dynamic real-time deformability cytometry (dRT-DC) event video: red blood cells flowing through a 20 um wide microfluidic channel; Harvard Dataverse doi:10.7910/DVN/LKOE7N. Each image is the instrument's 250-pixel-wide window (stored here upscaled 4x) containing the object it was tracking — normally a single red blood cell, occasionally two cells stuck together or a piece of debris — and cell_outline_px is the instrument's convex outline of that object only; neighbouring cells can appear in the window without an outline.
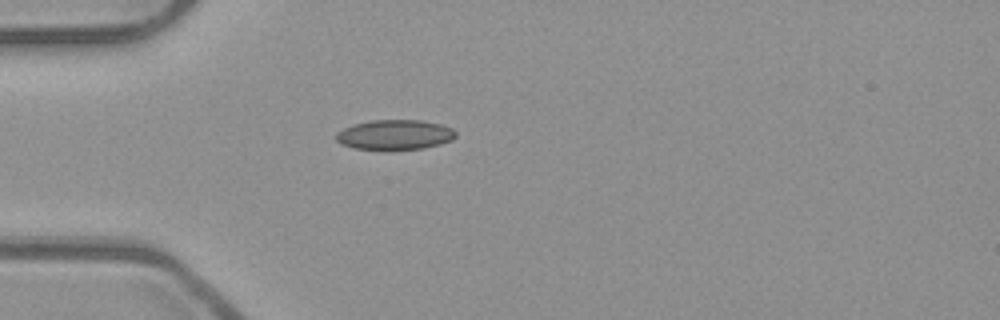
{"species": "common noctule bat (a hibernating species)", "species_latin": "Nyctalus noctula", "temperature_condition": "room temperature", "stored_images_in_passage": 38, "camera_frame_rate_fps": 3000, "um_per_image_px": 0.085, "animal": {"sex": "male", "body_mass_g": 23.1, "forearm_length_mm": 52.7}, "frame": {"image": 1, "passage_image": 1, "time_ms": 0.0, "image_size_px": [1000, 320], "cell_outline_px": [[456, 136], [452, 140], [440, 144], [424, 148], [356, 148], [340, 144], [336, 140], [336, 132], [352, 124], [368, 120], [420, 120], [440, 124], [452, 128], [456, 132]], "centroid_in_image_um": [33.55, 11.42], "position_along_channel_um": 51.4, "area_um2": 20.58}}
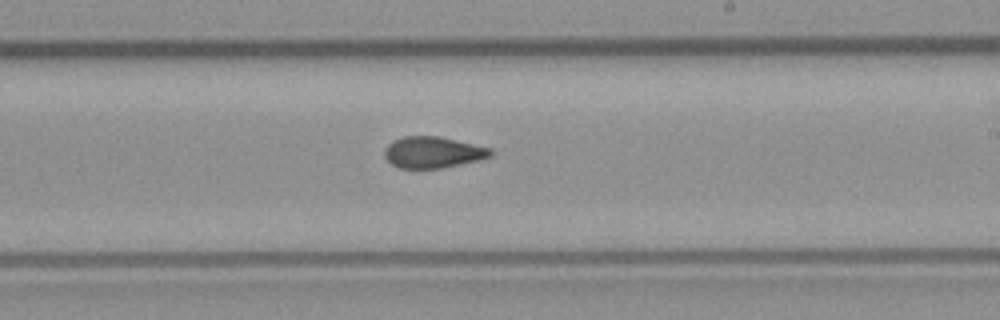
{"frame": {"image": 2, "passage_image": 17, "time_ms": 5.333, "image_size_px": [1000, 320], "cell_outline_px": [[492, 156], [460, 164], [440, 168], [396, 168], [384, 156], [384, 148], [392, 140], [404, 136], [440, 136], [492, 148]], "centroid_in_image_um": [36.77, 12.93], "position_along_channel_um": 252.2, "area_um2": 19.42}}
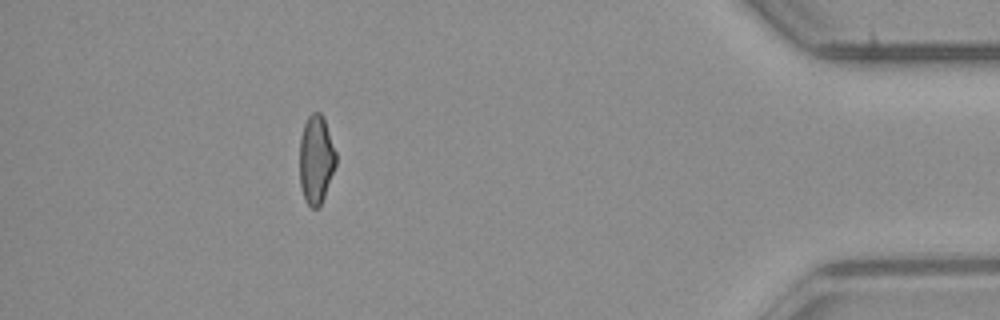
{"frame": {"image": 3, "passage_image": 33, "time_ms": 10.667, "image_size_px": [1000, 320], "cell_outline_px": [[336, 164], [324, 196], [320, 204], [316, 208], [312, 208], [308, 204], [300, 188], [300, 136], [304, 124], [308, 116], [312, 112], [320, 112], [324, 116], [336, 152]], "centroid_in_image_um": [26.86, 13.5], "position_along_channel_um": 408.3, "area_um2": 18.73}, "authors_computed_cell_mechanics": {"area_um2": 19.5364, "velocity_mm_per_s": 3.9447, "shape_relaxation_time_tau1_ms": null, "shape_relaxation_time_tau2_ms": 1.94, "deformation_change_tau1": null, "deformation_change_tau2": 0.072}}